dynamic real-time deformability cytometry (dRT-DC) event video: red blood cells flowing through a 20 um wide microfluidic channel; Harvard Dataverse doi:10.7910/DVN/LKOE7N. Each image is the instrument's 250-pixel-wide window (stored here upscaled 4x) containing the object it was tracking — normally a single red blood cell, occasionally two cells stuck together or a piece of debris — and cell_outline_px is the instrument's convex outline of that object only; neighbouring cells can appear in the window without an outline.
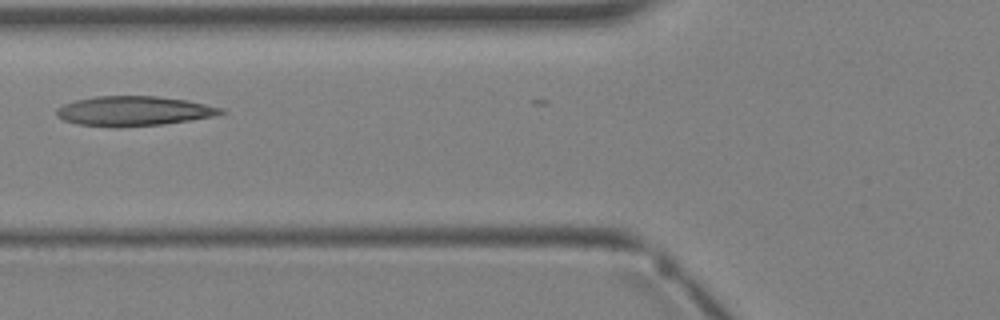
{"species": "Egyptian fruit bat (a non-hibernating species)", "species_latin": "Rousettus aegyptiacus", "temperature_condition": "warm", "stored_images_in_passage": 2, "camera_frame_rate_fps": 3000, "um_per_image_px": 0.085, "animal": {"sex": "female"}, "frame": {"image": 1, "passage_image": 2, "time_ms": 1.333, "image_size_px": [1000, 320], "cell_outline_px": [[228, 112], [216, 116], [160, 124], [120, 128], [112, 128], [76, 124], [64, 120], [56, 116], [56, 108], [64, 104], [76, 100], [96, 96], [156, 96], [184, 100], [224, 108]], "centroid_in_image_um": [11.34, 9.45], "position_along_channel_um": 114.5, "area_um2": 28.61}}